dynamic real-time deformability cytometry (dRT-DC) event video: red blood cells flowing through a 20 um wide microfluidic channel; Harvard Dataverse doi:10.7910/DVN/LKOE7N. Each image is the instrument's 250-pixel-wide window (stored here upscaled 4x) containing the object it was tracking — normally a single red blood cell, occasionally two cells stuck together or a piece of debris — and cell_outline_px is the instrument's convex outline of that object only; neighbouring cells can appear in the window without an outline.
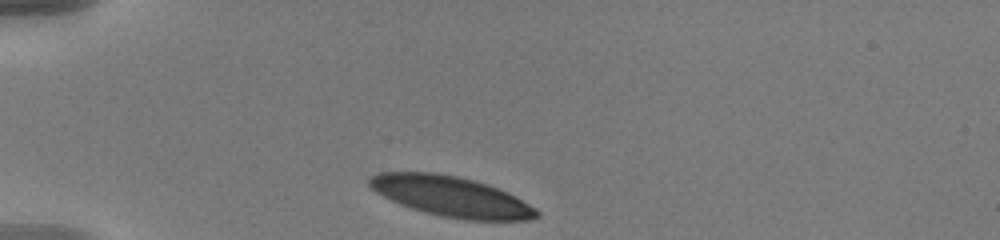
{"species": "human", "species_latin": "Homo sapiens", "temperature_condition": "warm", "stored_images_in_passage": 35, "camera_frame_rate_fps": 3000, "um_per_image_px": 0.085, "donor": {"sex": "male"}, "frame": {"image": 1, "passage_image": 1, "time_ms": 0.0, "image_size_px": [1000, 240], "cell_outline_px": [[540, 216], [528, 220], [464, 220], [440, 216], [424, 212], [400, 204], [376, 192], [368, 184], [368, 176], [380, 172], [436, 172], [476, 180], [500, 188], [516, 196], [536, 208], [540, 212]], "centroid_in_image_um": [38.37, 16.69], "position_along_channel_um": 46.6, "area_um2": 39.54}}
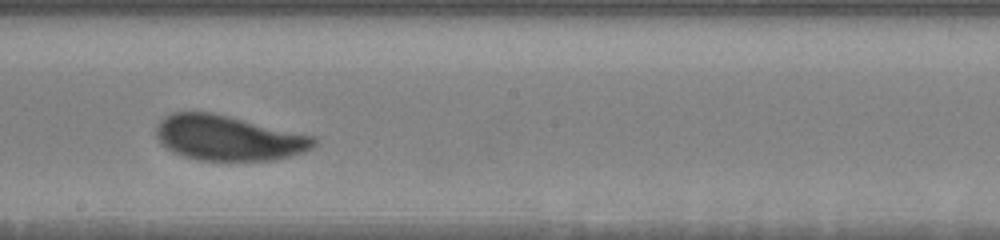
{"frame": {"image": 2, "passage_image": 19, "time_ms": 6.0, "image_size_px": [1000, 240], "cell_outline_px": [[316, 144], [312, 148], [304, 152], [276, 160], [200, 160], [184, 156], [172, 152], [160, 144], [156, 136], [156, 128], [160, 120], [164, 116], [172, 112], [212, 112], [316, 136]], "centroid_in_image_um": [19.4, 11.72], "position_along_channel_um": 228.8, "area_um2": 41.67}}
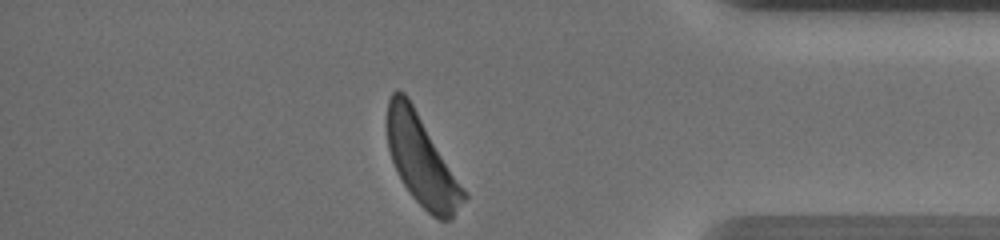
{"frame": {"image": 3, "passage_image": 35, "time_ms": 11.333, "image_size_px": [1000, 240], "cell_outline_px": [[468, 196], [452, 216], [448, 220], [440, 220], [432, 216], [412, 196], [396, 172], [388, 148], [388, 100], [392, 92], [404, 92], [408, 96], [468, 192]], "centroid_in_image_um": [35.87, 13.65], "position_along_channel_um": 399.3, "area_um2": 39.82}, "authors_computed_cell_mechanics": {"area_um2": 41.5004, "velocity_mm_per_s": 3.5847, "shape_relaxation_time_tau1_ms": 2.7403, "shape_relaxation_time_tau2_ms": 3.9444, "deformation_change_tau1": 0.1416, "deformation_change_tau2": 0.1219}}